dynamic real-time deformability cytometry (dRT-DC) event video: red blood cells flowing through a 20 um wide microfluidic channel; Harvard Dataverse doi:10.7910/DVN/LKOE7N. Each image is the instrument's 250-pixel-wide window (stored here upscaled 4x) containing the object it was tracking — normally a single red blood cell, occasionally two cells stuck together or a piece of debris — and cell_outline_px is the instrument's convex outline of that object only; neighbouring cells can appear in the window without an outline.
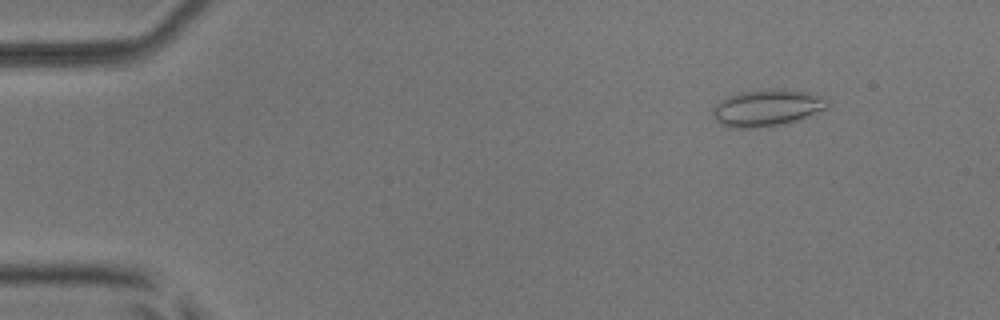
{"species": "common noctule bat (a hibernating species)", "species_latin": "Nyctalus noctula", "temperature_condition": "room temperature", "stored_images_in_passage": 54, "camera_frame_rate_fps": 3000, "um_per_image_px": 0.085, "animal": {"sex": "male", "body_mass_g": 17.9, "forearm_length_mm": 54.2}, "frame": {"image": 1, "passage_image": 7, "time_ms": 2.0, "image_size_px": [1000, 320], "cell_outline_px": [[828, 104], [824, 108], [796, 120], [784, 124], [752, 128], [736, 128], [724, 124], [716, 120], [712, 116], [712, 108], [720, 100], [728, 96], [740, 92], [768, 88], [784, 88], [812, 92], [824, 96], [828, 100]], "centroid_in_image_um": [65.19, 9.13], "position_along_channel_um": 19.8, "area_um2": 24.62}}
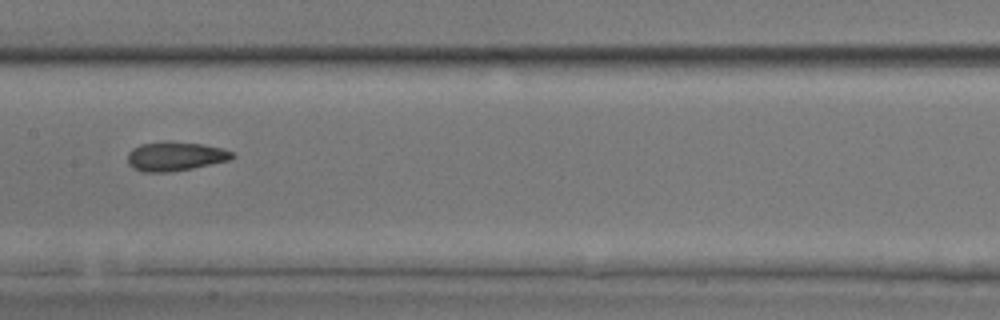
{"frame": {"image": 2, "passage_image": 28, "time_ms": 9.0, "image_size_px": [1000, 320], "cell_outline_px": [[236, 156], [228, 160], [192, 168], [168, 172], [144, 172], [132, 168], [128, 164], [128, 152], [132, 148], [140, 144], [164, 140], [172, 140], [204, 144], [224, 148], [236, 152]], "centroid_in_image_um": [14.9, 13.25], "position_along_channel_um": 192.5, "area_um2": 18.21}}
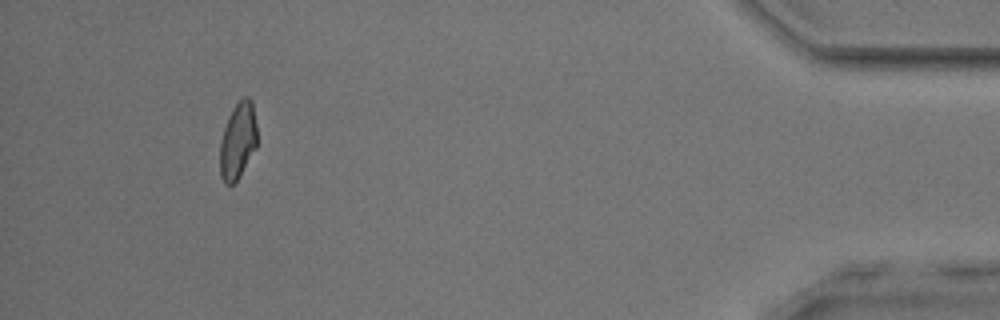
{"frame": {"image": 3, "passage_image": 50, "time_ms": 16.333, "image_size_px": [1000, 320], "cell_outline_px": [[256, 148], [236, 180], [232, 184], [224, 184], [220, 176], [220, 144], [224, 128], [228, 116], [232, 108], [244, 96], [248, 96], [252, 100], [256, 124]], "centroid_in_image_um": [20.21, 11.94], "position_along_channel_um": 415.0, "area_um2": 16.42}, "authors_computed_cell_mechanics": {"area_um2": 17.8891, "velocity_mm_per_s": 3.9041, "shape_relaxation_time_tau1_ms": 9.8988, "shape_relaxation_time_tau2_ms": 2.394, "deformation_change_tau1": 0.23, "deformation_change_tau2": 0.0917}}